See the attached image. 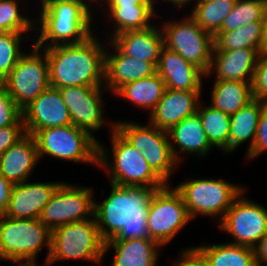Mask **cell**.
Instances as JSON below:
<instances>
[{
  "instance_id": "7a4b0ae2",
  "label": "cell",
  "mask_w": 267,
  "mask_h": 266,
  "mask_svg": "<svg viewBox=\"0 0 267 266\" xmlns=\"http://www.w3.org/2000/svg\"><path fill=\"white\" fill-rule=\"evenodd\" d=\"M93 33L80 43L41 48L47 54L49 85L54 88L88 86L103 88L105 47Z\"/></svg>"
},
{
  "instance_id": "ac0fdd59",
  "label": "cell",
  "mask_w": 267,
  "mask_h": 266,
  "mask_svg": "<svg viewBox=\"0 0 267 266\" xmlns=\"http://www.w3.org/2000/svg\"><path fill=\"white\" fill-rule=\"evenodd\" d=\"M109 41V42H108ZM110 54L105 50L104 86L105 90L115 93L121 86L149 77L157 72V67L150 62L123 54L110 40Z\"/></svg>"
},
{
  "instance_id": "2e32d148",
  "label": "cell",
  "mask_w": 267,
  "mask_h": 266,
  "mask_svg": "<svg viewBox=\"0 0 267 266\" xmlns=\"http://www.w3.org/2000/svg\"><path fill=\"white\" fill-rule=\"evenodd\" d=\"M22 119L25 132L30 135L46 128L72 124L58 88L51 86L22 110Z\"/></svg>"
},
{
  "instance_id": "1f68e13d",
  "label": "cell",
  "mask_w": 267,
  "mask_h": 266,
  "mask_svg": "<svg viewBox=\"0 0 267 266\" xmlns=\"http://www.w3.org/2000/svg\"><path fill=\"white\" fill-rule=\"evenodd\" d=\"M197 113L211 146L229 153L230 115L211 105L205 108L199 105Z\"/></svg>"
},
{
  "instance_id": "ffe728a7",
  "label": "cell",
  "mask_w": 267,
  "mask_h": 266,
  "mask_svg": "<svg viewBox=\"0 0 267 266\" xmlns=\"http://www.w3.org/2000/svg\"><path fill=\"white\" fill-rule=\"evenodd\" d=\"M260 53L256 49L242 48L230 51H213L207 77L216 74L215 80L252 82Z\"/></svg>"
},
{
  "instance_id": "484cf974",
  "label": "cell",
  "mask_w": 267,
  "mask_h": 266,
  "mask_svg": "<svg viewBox=\"0 0 267 266\" xmlns=\"http://www.w3.org/2000/svg\"><path fill=\"white\" fill-rule=\"evenodd\" d=\"M266 103L253 99L241 107L235 114L230 115L229 153L235 151L249 140L248 153L254 144L261 111Z\"/></svg>"
},
{
  "instance_id": "f6af8a7d",
  "label": "cell",
  "mask_w": 267,
  "mask_h": 266,
  "mask_svg": "<svg viewBox=\"0 0 267 266\" xmlns=\"http://www.w3.org/2000/svg\"><path fill=\"white\" fill-rule=\"evenodd\" d=\"M267 53V8L263 18V31H262V40L260 44V54Z\"/></svg>"
},
{
  "instance_id": "ba28073f",
  "label": "cell",
  "mask_w": 267,
  "mask_h": 266,
  "mask_svg": "<svg viewBox=\"0 0 267 266\" xmlns=\"http://www.w3.org/2000/svg\"><path fill=\"white\" fill-rule=\"evenodd\" d=\"M38 156L98 166V142L86 131L70 124L50 127L34 135Z\"/></svg>"
},
{
  "instance_id": "cb8c5ba5",
  "label": "cell",
  "mask_w": 267,
  "mask_h": 266,
  "mask_svg": "<svg viewBox=\"0 0 267 266\" xmlns=\"http://www.w3.org/2000/svg\"><path fill=\"white\" fill-rule=\"evenodd\" d=\"M168 132L171 150L178 163H181L180 152L195 157H205L213 149L203 129L201 118L196 112L187 116ZM177 145V146H175ZM179 148V150L177 148Z\"/></svg>"
},
{
  "instance_id": "ab89813d",
  "label": "cell",
  "mask_w": 267,
  "mask_h": 266,
  "mask_svg": "<svg viewBox=\"0 0 267 266\" xmlns=\"http://www.w3.org/2000/svg\"><path fill=\"white\" fill-rule=\"evenodd\" d=\"M24 125H8L0 128V156L24 135Z\"/></svg>"
},
{
  "instance_id": "ee69618b",
  "label": "cell",
  "mask_w": 267,
  "mask_h": 266,
  "mask_svg": "<svg viewBox=\"0 0 267 266\" xmlns=\"http://www.w3.org/2000/svg\"><path fill=\"white\" fill-rule=\"evenodd\" d=\"M107 6L155 5V0H102Z\"/></svg>"
},
{
  "instance_id": "bcb514c9",
  "label": "cell",
  "mask_w": 267,
  "mask_h": 266,
  "mask_svg": "<svg viewBox=\"0 0 267 266\" xmlns=\"http://www.w3.org/2000/svg\"><path fill=\"white\" fill-rule=\"evenodd\" d=\"M166 1H167V3L170 1V3H172L173 5H175L177 8H182L186 4H188L189 2L191 4L192 1H194V3H195V0H166ZM155 2H158V1L155 0Z\"/></svg>"
},
{
  "instance_id": "9c48e42d",
  "label": "cell",
  "mask_w": 267,
  "mask_h": 266,
  "mask_svg": "<svg viewBox=\"0 0 267 266\" xmlns=\"http://www.w3.org/2000/svg\"><path fill=\"white\" fill-rule=\"evenodd\" d=\"M115 129L143 154L151 169L168 184L173 170L178 166L168 132L151 123L142 126L132 121H115Z\"/></svg>"
},
{
  "instance_id": "d590c367",
  "label": "cell",
  "mask_w": 267,
  "mask_h": 266,
  "mask_svg": "<svg viewBox=\"0 0 267 266\" xmlns=\"http://www.w3.org/2000/svg\"><path fill=\"white\" fill-rule=\"evenodd\" d=\"M18 0H0V32L26 33L35 30V19L20 12Z\"/></svg>"
},
{
  "instance_id": "6da1fadb",
  "label": "cell",
  "mask_w": 267,
  "mask_h": 266,
  "mask_svg": "<svg viewBox=\"0 0 267 266\" xmlns=\"http://www.w3.org/2000/svg\"><path fill=\"white\" fill-rule=\"evenodd\" d=\"M110 187L107 198L94 201V217L102 240L150 238L146 211L156 189L113 183Z\"/></svg>"
},
{
  "instance_id": "d6a6232c",
  "label": "cell",
  "mask_w": 267,
  "mask_h": 266,
  "mask_svg": "<svg viewBox=\"0 0 267 266\" xmlns=\"http://www.w3.org/2000/svg\"><path fill=\"white\" fill-rule=\"evenodd\" d=\"M237 0H206L195 2L189 14L206 32L215 36Z\"/></svg>"
},
{
  "instance_id": "9a60e30c",
  "label": "cell",
  "mask_w": 267,
  "mask_h": 266,
  "mask_svg": "<svg viewBox=\"0 0 267 266\" xmlns=\"http://www.w3.org/2000/svg\"><path fill=\"white\" fill-rule=\"evenodd\" d=\"M70 113L72 125L86 131L98 143L92 133L103 128L104 100L102 88L67 86L58 88Z\"/></svg>"
},
{
  "instance_id": "5bb4252c",
  "label": "cell",
  "mask_w": 267,
  "mask_h": 266,
  "mask_svg": "<svg viewBox=\"0 0 267 266\" xmlns=\"http://www.w3.org/2000/svg\"><path fill=\"white\" fill-rule=\"evenodd\" d=\"M245 191L234 200L217 226L233 237L229 243L254 248L267 233V208L245 198Z\"/></svg>"
},
{
  "instance_id": "f35d334b",
  "label": "cell",
  "mask_w": 267,
  "mask_h": 266,
  "mask_svg": "<svg viewBox=\"0 0 267 266\" xmlns=\"http://www.w3.org/2000/svg\"><path fill=\"white\" fill-rule=\"evenodd\" d=\"M267 151V103L264 105L257 127V133L252 149L246 153L247 159L253 160Z\"/></svg>"
},
{
  "instance_id": "836d02e7",
  "label": "cell",
  "mask_w": 267,
  "mask_h": 266,
  "mask_svg": "<svg viewBox=\"0 0 267 266\" xmlns=\"http://www.w3.org/2000/svg\"><path fill=\"white\" fill-rule=\"evenodd\" d=\"M266 8L267 0H237L219 32L235 30L252 22H263Z\"/></svg>"
},
{
  "instance_id": "603a6c76",
  "label": "cell",
  "mask_w": 267,
  "mask_h": 266,
  "mask_svg": "<svg viewBox=\"0 0 267 266\" xmlns=\"http://www.w3.org/2000/svg\"><path fill=\"white\" fill-rule=\"evenodd\" d=\"M161 26L152 25L142 30H131L114 36L110 41L127 56L153 63H159L160 52L164 47Z\"/></svg>"
},
{
  "instance_id": "4fadbf2b",
  "label": "cell",
  "mask_w": 267,
  "mask_h": 266,
  "mask_svg": "<svg viewBox=\"0 0 267 266\" xmlns=\"http://www.w3.org/2000/svg\"><path fill=\"white\" fill-rule=\"evenodd\" d=\"M94 191L61 182L39 220L51 231L56 227L94 217Z\"/></svg>"
},
{
  "instance_id": "74e56055",
  "label": "cell",
  "mask_w": 267,
  "mask_h": 266,
  "mask_svg": "<svg viewBox=\"0 0 267 266\" xmlns=\"http://www.w3.org/2000/svg\"><path fill=\"white\" fill-rule=\"evenodd\" d=\"M252 93L255 99L267 103V53L259 55L252 80Z\"/></svg>"
},
{
  "instance_id": "4316f807",
  "label": "cell",
  "mask_w": 267,
  "mask_h": 266,
  "mask_svg": "<svg viewBox=\"0 0 267 266\" xmlns=\"http://www.w3.org/2000/svg\"><path fill=\"white\" fill-rule=\"evenodd\" d=\"M207 266H257L254 249L233 243L191 247Z\"/></svg>"
},
{
  "instance_id": "8d00e7d4",
  "label": "cell",
  "mask_w": 267,
  "mask_h": 266,
  "mask_svg": "<svg viewBox=\"0 0 267 266\" xmlns=\"http://www.w3.org/2000/svg\"><path fill=\"white\" fill-rule=\"evenodd\" d=\"M8 125H24L22 110L0 83V128Z\"/></svg>"
},
{
  "instance_id": "3957f363",
  "label": "cell",
  "mask_w": 267,
  "mask_h": 266,
  "mask_svg": "<svg viewBox=\"0 0 267 266\" xmlns=\"http://www.w3.org/2000/svg\"><path fill=\"white\" fill-rule=\"evenodd\" d=\"M40 4L39 18L35 19V25H40L35 26L40 33L34 41L37 47L80 43L93 34L88 4L78 0H40Z\"/></svg>"
},
{
  "instance_id": "d6986e66",
  "label": "cell",
  "mask_w": 267,
  "mask_h": 266,
  "mask_svg": "<svg viewBox=\"0 0 267 266\" xmlns=\"http://www.w3.org/2000/svg\"><path fill=\"white\" fill-rule=\"evenodd\" d=\"M202 91H179L166 88L163 97L149 112V123L169 131L187 116L198 111Z\"/></svg>"
},
{
  "instance_id": "e575fe53",
  "label": "cell",
  "mask_w": 267,
  "mask_h": 266,
  "mask_svg": "<svg viewBox=\"0 0 267 266\" xmlns=\"http://www.w3.org/2000/svg\"><path fill=\"white\" fill-rule=\"evenodd\" d=\"M23 33L0 32V83L14 69L20 57L25 53L21 51V41L29 38Z\"/></svg>"
},
{
  "instance_id": "4dcf8cb0",
  "label": "cell",
  "mask_w": 267,
  "mask_h": 266,
  "mask_svg": "<svg viewBox=\"0 0 267 266\" xmlns=\"http://www.w3.org/2000/svg\"><path fill=\"white\" fill-rule=\"evenodd\" d=\"M263 22H252L235 30L218 32L214 36L213 51H230L242 48L256 49L260 53Z\"/></svg>"
},
{
  "instance_id": "7bdbcfd3",
  "label": "cell",
  "mask_w": 267,
  "mask_h": 266,
  "mask_svg": "<svg viewBox=\"0 0 267 266\" xmlns=\"http://www.w3.org/2000/svg\"><path fill=\"white\" fill-rule=\"evenodd\" d=\"M253 249L257 266L267 265V233L258 241Z\"/></svg>"
},
{
  "instance_id": "d4e9b609",
  "label": "cell",
  "mask_w": 267,
  "mask_h": 266,
  "mask_svg": "<svg viewBox=\"0 0 267 266\" xmlns=\"http://www.w3.org/2000/svg\"><path fill=\"white\" fill-rule=\"evenodd\" d=\"M161 247L150 238L110 239L104 243V255L114 249L111 266H156Z\"/></svg>"
},
{
  "instance_id": "7c38bea8",
  "label": "cell",
  "mask_w": 267,
  "mask_h": 266,
  "mask_svg": "<svg viewBox=\"0 0 267 266\" xmlns=\"http://www.w3.org/2000/svg\"><path fill=\"white\" fill-rule=\"evenodd\" d=\"M31 52L20 57L1 83L21 110L50 86L46 52L35 44Z\"/></svg>"
},
{
  "instance_id": "44dd1931",
  "label": "cell",
  "mask_w": 267,
  "mask_h": 266,
  "mask_svg": "<svg viewBox=\"0 0 267 266\" xmlns=\"http://www.w3.org/2000/svg\"><path fill=\"white\" fill-rule=\"evenodd\" d=\"M157 73L164 80L166 88L179 91H202V77L205 74L187 62L179 53L163 47L160 52Z\"/></svg>"
},
{
  "instance_id": "52a82bcc",
  "label": "cell",
  "mask_w": 267,
  "mask_h": 266,
  "mask_svg": "<svg viewBox=\"0 0 267 266\" xmlns=\"http://www.w3.org/2000/svg\"><path fill=\"white\" fill-rule=\"evenodd\" d=\"M188 209L190 217L198 215L224 218L234 200L245 190L223 179H188L175 187Z\"/></svg>"
},
{
  "instance_id": "7402d4cb",
  "label": "cell",
  "mask_w": 267,
  "mask_h": 266,
  "mask_svg": "<svg viewBox=\"0 0 267 266\" xmlns=\"http://www.w3.org/2000/svg\"><path fill=\"white\" fill-rule=\"evenodd\" d=\"M36 141L25 134L0 156V173L12 185L28 180L39 163Z\"/></svg>"
},
{
  "instance_id": "83f0119b",
  "label": "cell",
  "mask_w": 267,
  "mask_h": 266,
  "mask_svg": "<svg viewBox=\"0 0 267 266\" xmlns=\"http://www.w3.org/2000/svg\"><path fill=\"white\" fill-rule=\"evenodd\" d=\"M213 83L209 105L228 115L235 114L254 99L252 82L218 80Z\"/></svg>"
},
{
  "instance_id": "8992f818",
  "label": "cell",
  "mask_w": 267,
  "mask_h": 266,
  "mask_svg": "<svg viewBox=\"0 0 267 266\" xmlns=\"http://www.w3.org/2000/svg\"><path fill=\"white\" fill-rule=\"evenodd\" d=\"M104 241L95 217L56 227L52 230L51 250L46 263L58 260H86L100 264L104 258Z\"/></svg>"
},
{
  "instance_id": "8fae6325",
  "label": "cell",
  "mask_w": 267,
  "mask_h": 266,
  "mask_svg": "<svg viewBox=\"0 0 267 266\" xmlns=\"http://www.w3.org/2000/svg\"><path fill=\"white\" fill-rule=\"evenodd\" d=\"M186 15L181 21L169 20L161 24L164 47L179 53L206 75L211 66L214 36L203 30L190 15Z\"/></svg>"
},
{
  "instance_id": "30bf717a",
  "label": "cell",
  "mask_w": 267,
  "mask_h": 266,
  "mask_svg": "<svg viewBox=\"0 0 267 266\" xmlns=\"http://www.w3.org/2000/svg\"><path fill=\"white\" fill-rule=\"evenodd\" d=\"M192 218L180 193L166 184L155 190L146 211L150 239L162 247L170 243Z\"/></svg>"
},
{
  "instance_id": "5b68a950",
  "label": "cell",
  "mask_w": 267,
  "mask_h": 266,
  "mask_svg": "<svg viewBox=\"0 0 267 266\" xmlns=\"http://www.w3.org/2000/svg\"><path fill=\"white\" fill-rule=\"evenodd\" d=\"M52 231L39 219L0 217V261L14 264L36 263L41 248L46 245L48 260Z\"/></svg>"
},
{
  "instance_id": "e0dca14e",
  "label": "cell",
  "mask_w": 267,
  "mask_h": 266,
  "mask_svg": "<svg viewBox=\"0 0 267 266\" xmlns=\"http://www.w3.org/2000/svg\"><path fill=\"white\" fill-rule=\"evenodd\" d=\"M61 182H22L11 188L5 216L18 219H39Z\"/></svg>"
},
{
  "instance_id": "7dc6e473",
  "label": "cell",
  "mask_w": 267,
  "mask_h": 266,
  "mask_svg": "<svg viewBox=\"0 0 267 266\" xmlns=\"http://www.w3.org/2000/svg\"><path fill=\"white\" fill-rule=\"evenodd\" d=\"M78 1H81V2H84L85 4H88L89 7H90L91 3L95 4V2H96V4H97L98 1H100V3L102 2V0H78ZM87 1H88V3H87Z\"/></svg>"
},
{
  "instance_id": "c3c4849f",
  "label": "cell",
  "mask_w": 267,
  "mask_h": 266,
  "mask_svg": "<svg viewBox=\"0 0 267 266\" xmlns=\"http://www.w3.org/2000/svg\"><path fill=\"white\" fill-rule=\"evenodd\" d=\"M45 265H43V266H49L48 265V263H44ZM19 266H38V264L37 263H32V264H19Z\"/></svg>"
},
{
  "instance_id": "277c9868",
  "label": "cell",
  "mask_w": 267,
  "mask_h": 266,
  "mask_svg": "<svg viewBox=\"0 0 267 266\" xmlns=\"http://www.w3.org/2000/svg\"><path fill=\"white\" fill-rule=\"evenodd\" d=\"M110 126L112 128L108 132L111 133L112 149L107 151L109 149L101 142L98 143L97 166L109 172L110 183L119 186H145L156 190L164 187L166 183L151 169L143 154L115 129L114 121Z\"/></svg>"
},
{
  "instance_id": "b9f144b4",
  "label": "cell",
  "mask_w": 267,
  "mask_h": 266,
  "mask_svg": "<svg viewBox=\"0 0 267 266\" xmlns=\"http://www.w3.org/2000/svg\"><path fill=\"white\" fill-rule=\"evenodd\" d=\"M12 184L0 173V217L7 212Z\"/></svg>"
},
{
  "instance_id": "f546056e",
  "label": "cell",
  "mask_w": 267,
  "mask_h": 266,
  "mask_svg": "<svg viewBox=\"0 0 267 266\" xmlns=\"http://www.w3.org/2000/svg\"><path fill=\"white\" fill-rule=\"evenodd\" d=\"M103 10H107V16L111 18L109 22L114 23L110 40L125 31L146 29L153 25L150 20L154 15L157 17L155 5L106 6Z\"/></svg>"
},
{
  "instance_id": "f1b7e54d",
  "label": "cell",
  "mask_w": 267,
  "mask_h": 266,
  "mask_svg": "<svg viewBox=\"0 0 267 266\" xmlns=\"http://www.w3.org/2000/svg\"><path fill=\"white\" fill-rule=\"evenodd\" d=\"M165 90V82L156 72L149 77L121 86L114 94L141 107L142 110L152 111L163 97Z\"/></svg>"
},
{
  "instance_id": "60d3db41",
  "label": "cell",
  "mask_w": 267,
  "mask_h": 266,
  "mask_svg": "<svg viewBox=\"0 0 267 266\" xmlns=\"http://www.w3.org/2000/svg\"><path fill=\"white\" fill-rule=\"evenodd\" d=\"M180 252V259L176 260L173 266H207L192 248L189 247Z\"/></svg>"
}]
</instances>
